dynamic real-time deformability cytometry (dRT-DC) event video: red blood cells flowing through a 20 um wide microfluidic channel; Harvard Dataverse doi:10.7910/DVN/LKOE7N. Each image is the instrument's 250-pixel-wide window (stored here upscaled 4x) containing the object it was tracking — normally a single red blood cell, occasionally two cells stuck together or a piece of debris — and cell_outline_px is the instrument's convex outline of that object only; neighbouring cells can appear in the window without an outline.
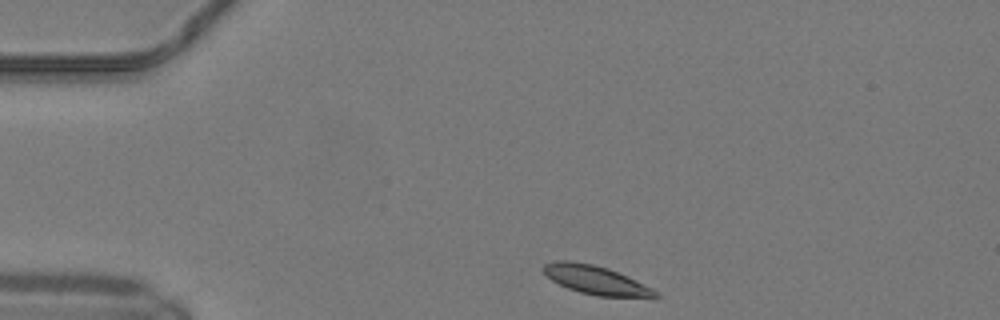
{"species": "common noctule bat (a hibernating species)", "species_latin": "Nyctalus noctula", "temperature_condition": "warm", "stored_images_in_passage": 10, "camera_frame_rate_fps": 3000, "um_per_image_px": 0.085, "animal": {"sex": "male", "body_mass_g": 19.2, "forearm_length_mm": 51.8}, "frame": {"image": 1, "passage_image": 1, "time_ms": 0.0, "image_size_px": [1000, 320], "cell_outline_px": [[660, 296], [656, 300], [596, 296], [580, 292], [568, 288], [552, 280], [544, 272], [544, 264], [552, 260], [568, 260], [592, 264], [608, 268], [628, 276], [660, 292]], "centroid_in_image_um": [50.79, 23.85], "position_along_channel_um": 34.2, "area_um2": 19.36}}
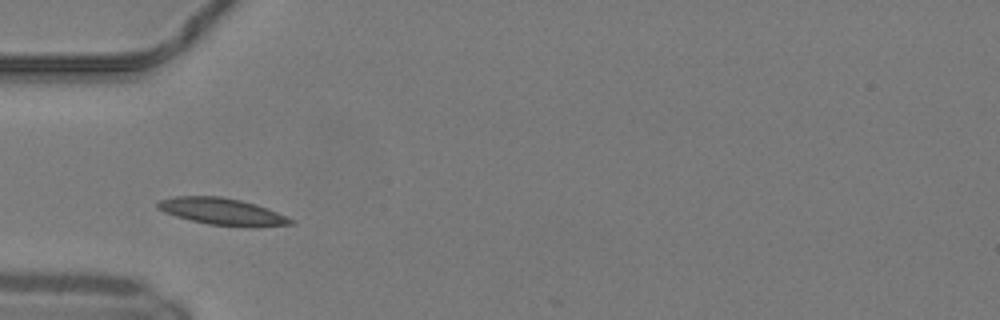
{"frame": {"image": 2, "passage_image": 7, "time_ms": 2.0, "image_size_px": [1000, 320], "cell_outline_px": [[296, 224], [256, 228], [248, 228], [208, 224], [176, 216], [164, 212], [156, 208], [156, 204], [160, 200], [176, 196], [220, 196], [240, 200], [256, 204], [296, 220]], "centroid_in_image_um": [18.95, 18.0], "position_along_channel_um": 66.0, "area_um2": 21.1}}